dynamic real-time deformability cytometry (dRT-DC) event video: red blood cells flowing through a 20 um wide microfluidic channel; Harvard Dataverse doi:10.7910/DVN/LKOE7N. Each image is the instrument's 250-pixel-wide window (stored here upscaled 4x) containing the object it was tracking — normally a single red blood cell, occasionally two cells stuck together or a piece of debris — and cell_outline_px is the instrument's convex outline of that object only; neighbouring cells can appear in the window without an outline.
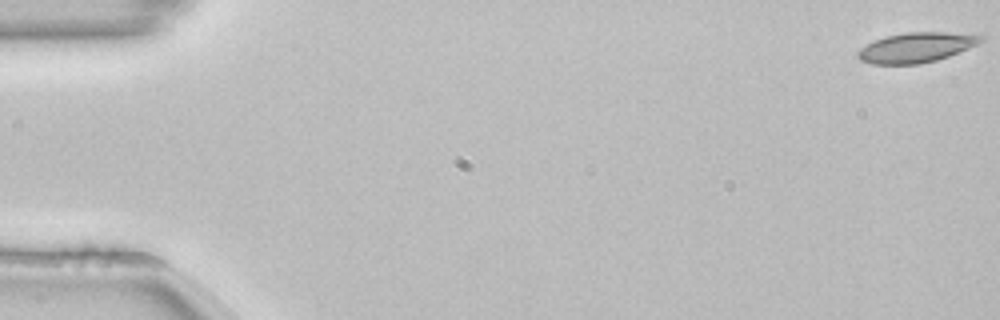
{"species": "common noctule bat (a hibernating species)", "species_latin": "Nyctalus noctula", "temperature_condition": "room temperature", "stored_images_in_passage": 54, "camera_frame_rate_fps": 3000, "um_per_image_px": 0.085, "animal": {"sex": "female", "body_mass_g": 22.7, "forearm_length_mm": 54.2}, "frame": {"image": 1, "passage_image": 1, "time_ms": 0.0, "image_size_px": [1000, 320], "cell_outline_px": [[984, 40], [968, 48], [948, 56], [936, 60], [920, 64], [872, 64], [860, 60], [856, 56], [856, 52], [860, 48], [876, 40], [888, 36], [908, 32], [948, 32], [984, 36]], "centroid_in_image_um": [77.85, 4.04], "position_along_channel_um": 7.1, "area_um2": 21.21}}
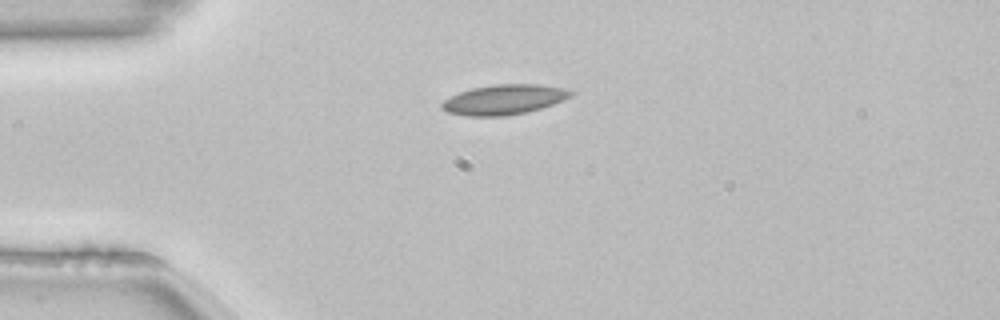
{"frame": {"image": 2, "passage_image": 14, "time_ms": 4.333, "image_size_px": [1000, 320], "cell_outline_px": [[576, 92], [572, 96], [552, 104], [528, 112], [504, 116], [468, 116], [448, 112], [440, 108], [440, 104], [444, 100], [460, 92], [472, 88], [492, 84], [540, 84], [564, 88]], "centroid_in_image_um": [42.85, 8.46], "position_along_channel_um": 42.2, "area_um2": 22.54}}
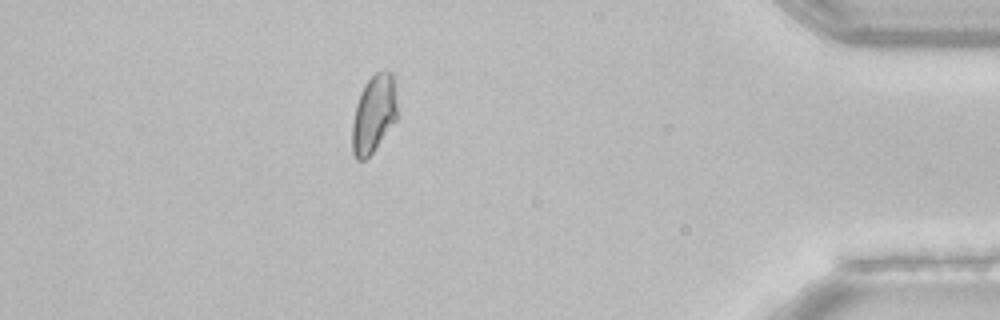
{"frame": {"image": 3, "passage_image": 48, "time_ms": 15.667, "image_size_px": [1000, 320], "cell_outline_px": [[396, 120], [372, 152], [364, 160], [356, 160], [352, 152], [352, 124], [356, 104], [368, 80], [376, 72], [392, 72], [396, 104]], "centroid_in_image_um": [31.74, 9.73], "position_along_channel_um": 403.5, "area_um2": 19.83}, "authors_computed_cell_mechanics": {"area_um2": 20.8658, "velocity_mm_per_s": 3.8199, "shape_relaxation_time_tau1_ms": null, "shape_relaxation_time_tau2_ms": 1.9322, "deformation_change_tau1": null, "deformation_change_tau2": 0.0556}}